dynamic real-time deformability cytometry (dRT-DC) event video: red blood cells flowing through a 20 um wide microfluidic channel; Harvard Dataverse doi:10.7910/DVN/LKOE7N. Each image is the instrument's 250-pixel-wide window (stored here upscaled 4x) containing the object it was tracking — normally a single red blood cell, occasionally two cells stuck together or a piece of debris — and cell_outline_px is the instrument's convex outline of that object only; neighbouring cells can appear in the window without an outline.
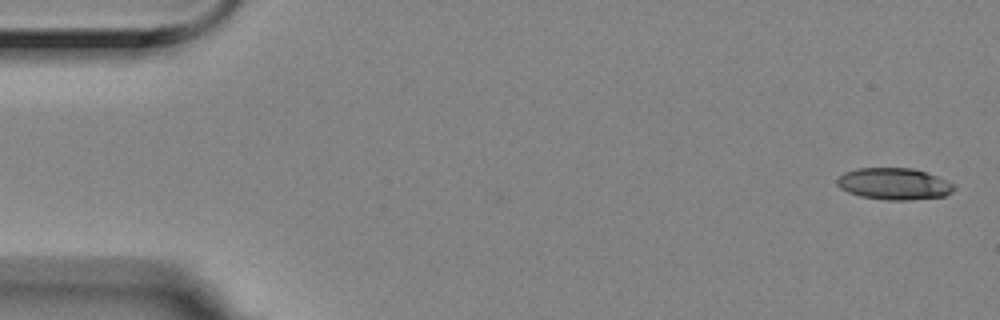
{"species": "Egyptian fruit bat (a non-hibernating species)", "species_latin": "Rousettus aegyptiacus", "temperature_condition": "room temperature", "stored_images_in_passage": 4, "camera_frame_rate_fps": 3000, "um_per_image_px": 0.085, "animal": {"sex": "female"}, "frame": {"image": 1, "passage_image": 1, "time_ms": 0.0, "image_size_px": [1000, 320], "cell_outline_px": [[956, 188], [952, 192], [944, 196], [908, 200], [888, 200], [860, 196], [848, 192], [840, 188], [836, 184], [836, 180], [844, 172], [856, 168], [912, 168], [936, 176], [956, 184]], "centroid_in_image_um": [75.99, 15.63], "position_along_channel_um": 9.0, "area_um2": 21.62}}
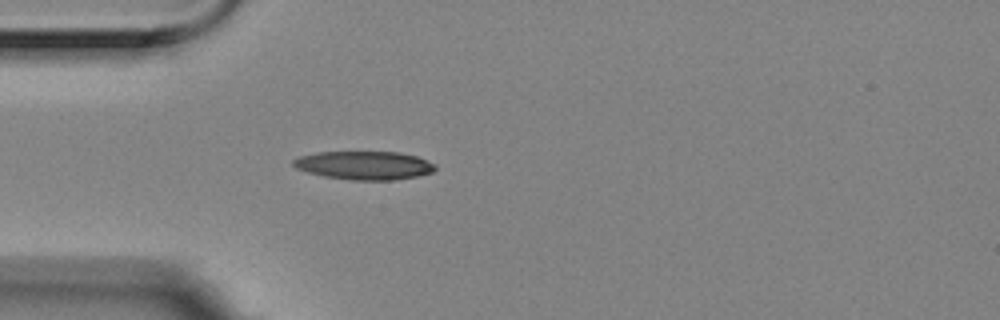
{"frame": {"image": 2, "passage_image": 4, "time_ms": 1.0, "image_size_px": [1000, 320], "cell_outline_px": [[436, 168], [432, 172], [416, 176], [396, 180], [352, 180], [324, 176], [308, 172], [296, 168], [292, 164], [292, 160], [300, 156], [316, 152], [400, 152], [416, 156], [436, 164]], "centroid_in_image_um": [30.96, 14.05], "position_along_channel_um": 54.0, "area_um2": 23.52}}